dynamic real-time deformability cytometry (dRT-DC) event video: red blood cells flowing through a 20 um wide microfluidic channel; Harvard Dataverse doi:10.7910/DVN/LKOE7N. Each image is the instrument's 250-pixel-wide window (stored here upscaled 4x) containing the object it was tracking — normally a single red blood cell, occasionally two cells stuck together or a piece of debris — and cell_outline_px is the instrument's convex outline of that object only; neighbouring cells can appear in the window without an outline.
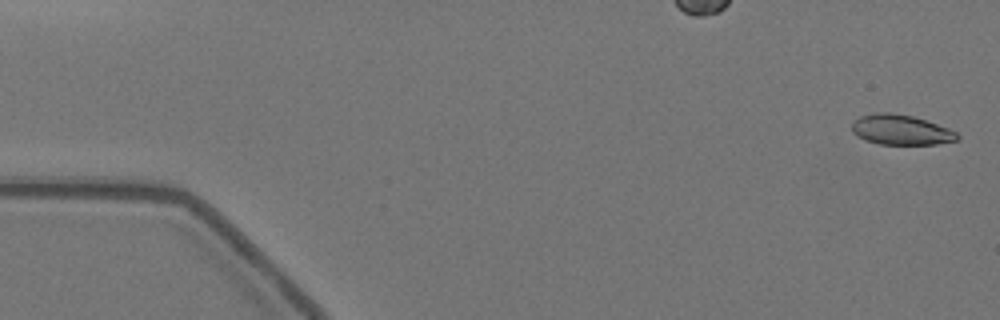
{"species": "Egyptian fruit bat (a non-hibernating species)", "species_latin": "Rousettus aegyptiacus", "temperature_condition": "warm", "stored_images_in_passage": 58, "camera_frame_rate_fps": 3000, "um_per_image_px": 0.085, "animal": {"sex": "female"}, "frame": {"image": 1, "passage_image": 2, "time_ms": 0.333, "image_size_px": [1000, 320], "cell_outline_px": [[960, 136], [956, 140], [936, 144], [880, 144], [864, 140], [856, 136], [852, 132], [852, 120], [860, 116], [876, 112], [888, 112], [912, 116], [948, 128], [956, 132]], "centroid_in_image_um": [76.52, 11.03], "position_along_channel_um": 8.5, "area_um2": 18.44}}
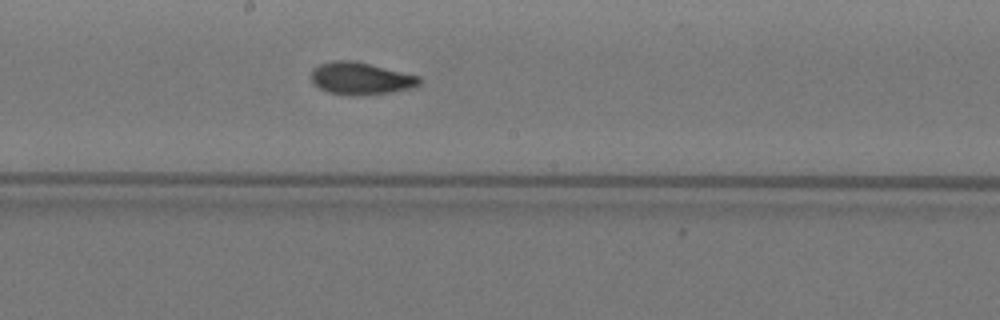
{"frame": {"image": 2, "passage_image": 31, "time_ms": 10.0, "image_size_px": [1000, 320], "cell_outline_px": [[424, 80], [416, 88], [360, 96], [352, 96], [328, 92], [320, 88], [312, 80], [312, 68], [320, 64], [332, 60], [352, 60], [420, 76]], "centroid_in_image_um": [30.7, 6.67], "position_along_channel_um": 217.5, "area_um2": 20.46}}
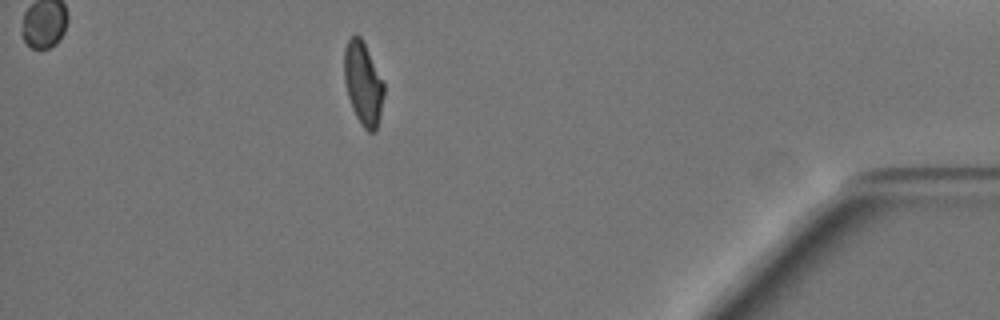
{"frame": {"image": 3, "passage_image": 51, "time_ms": 16.667, "image_size_px": [1000, 320], "cell_outline_px": [[384, 96], [380, 116], [376, 132], [368, 132], [360, 124], [352, 108], [348, 96], [344, 80], [344, 48], [348, 40], [356, 32], [360, 36], [384, 80]], "centroid_in_image_um": [30.87, 7.1], "position_along_channel_um": 404.3, "area_um2": 19.48}, "authors_computed_cell_mechanics": {"area_um2": 19.6231, "velocity_mm_per_s": 3.537, "shape_relaxation_time_tau1_ms": null, "shape_relaxation_time_tau2_ms": 1.704, "deformation_change_tau1": null, "deformation_change_tau2": 0.0716}}